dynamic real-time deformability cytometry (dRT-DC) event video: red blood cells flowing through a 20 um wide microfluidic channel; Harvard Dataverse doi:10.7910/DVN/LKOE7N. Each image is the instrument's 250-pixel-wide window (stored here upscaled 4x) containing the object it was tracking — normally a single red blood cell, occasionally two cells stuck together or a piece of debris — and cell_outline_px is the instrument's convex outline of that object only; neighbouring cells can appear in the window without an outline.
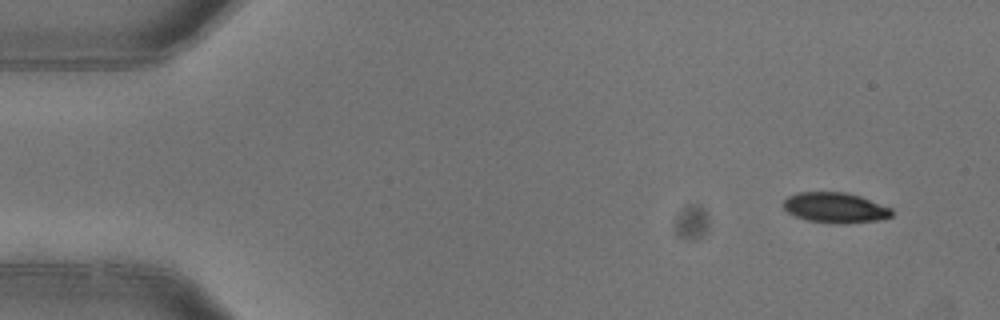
{"species": "common noctule bat (a hibernating species)", "species_latin": "Nyctalus noctula", "temperature_condition": "warm", "stored_images_in_passage": 4, "camera_frame_rate_fps": 3000, "um_per_image_px": 0.085, "animal": {"sex": "female"}, "frame": {"image": 1, "passage_image": 1, "time_ms": 0.0, "image_size_px": [1000, 320], "cell_outline_px": [[892, 216], [876, 220], [840, 224], [836, 224], [808, 220], [796, 216], [788, 212], [784, 208], [784, 200], [788, 196], [800, 192], [844, 192], [860, 196], [892, 208]], "centroid_in_image_um": [70.99, 17.65], "position_along_channel_um": 14.0, "area_um2": 18.96}}
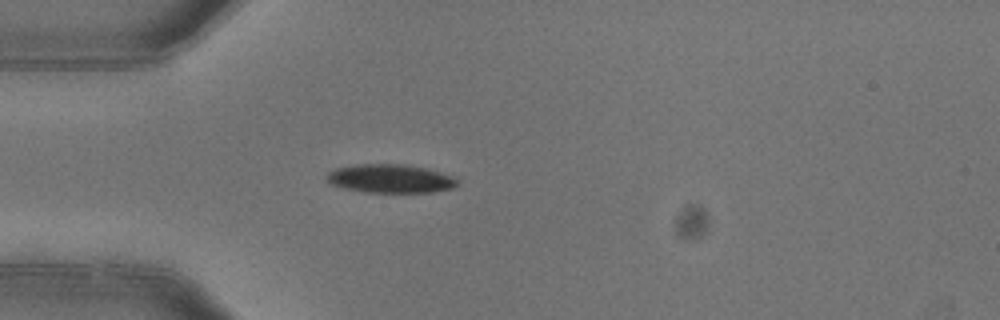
{"frame": {"image": 2, "passage_image": 4, "time_ms": 1.0, "image_size_px": [1000, 320], "cell_outline_px": [[460, 184], [452, 188], [432, 192], [364, 192], [344, 188], [332, 184], [324, 176], [328, 172], [336, 168], [356, 164], [400, 164], [424, 168], [440, 172], [452, 176]], "centroid_in_image_um": [33.16, 15.18], "position_along_channel_um": 51.8, "area_um2": 21.62}}